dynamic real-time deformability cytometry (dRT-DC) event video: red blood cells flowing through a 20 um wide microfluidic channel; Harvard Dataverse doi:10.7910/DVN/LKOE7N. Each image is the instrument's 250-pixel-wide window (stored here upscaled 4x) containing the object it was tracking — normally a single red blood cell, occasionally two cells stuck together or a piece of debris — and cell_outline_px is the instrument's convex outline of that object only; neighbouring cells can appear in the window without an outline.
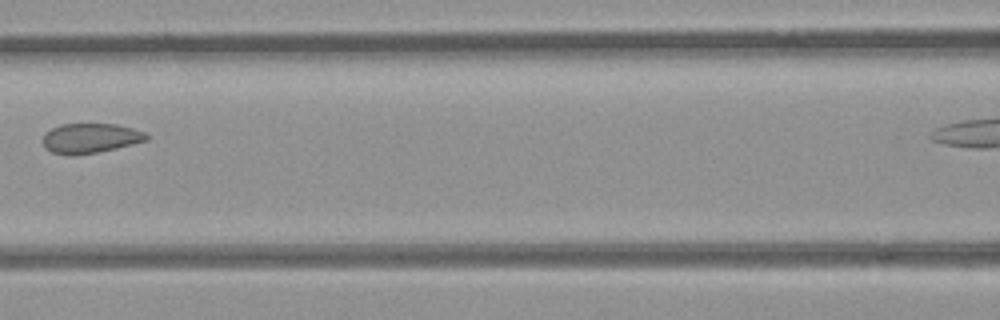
{"species": "common noctule bat (a hibernating species)", "species_latin": "Nyctalus noctula", "temperature_condition": "room temperature", "stored_images_in_passage": 7, "camera_frame_rate_fps": 3000, "um_per_image_px": 0.085, "animal": {"sex": "female", "body_mass_g": 21.9}, "frame": {"image": 1, "passage_image": 6, "time_ms": 6.667, "image_size_px": [1000, 320], "cell_outline_px": [[148, 140], [116, 148], [96, 152], [72, 156], [52, 152], [44, 148], [44, 136], [52, 128], [60, 124], [116, 124], [132, 128], [144, 132], [148, 136]], "centroid_in_image_um": [7.68, 11.75], "position_along_channel_um": 158.9, "area_um2": 17.8}}